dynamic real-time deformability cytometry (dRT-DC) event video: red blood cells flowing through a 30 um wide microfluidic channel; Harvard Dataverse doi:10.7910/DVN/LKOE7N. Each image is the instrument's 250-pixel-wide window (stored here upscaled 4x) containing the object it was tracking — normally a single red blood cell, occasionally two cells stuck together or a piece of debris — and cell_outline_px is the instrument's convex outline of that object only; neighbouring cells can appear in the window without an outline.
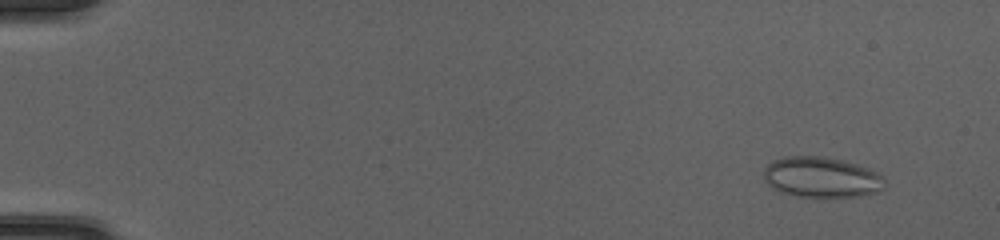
{"species": "common noctule bat (a hibernating species)", "species_latin": "Nyctalus noctula", "temperature_condition": "cold", "stored_images_in_passage": 51, "camera_frame_rate_fps": 3000, "um_per_image_px": 0.085, "animal": {"sex": "female", "body_mass_g": 20.0, "forearm_length_mm": 54.0}, "frame": {"image": 1, "passage_image": 5, "time_ms": 1.333, "image_size_px": [1000, 240], "cell_outline_px": [[884, 188], [876, 192], [860, 196], [796, 196], [780, 192], [772, 188], [764, 180], [764, 168], [772, 160], [784, 156], [824, 156], [844, 160], [868, 168], [884, 176]], "centroid_in_image_um": [69.8, 15.05], "position_along_channel_um": 15.2, "area_um2": 28.67}}
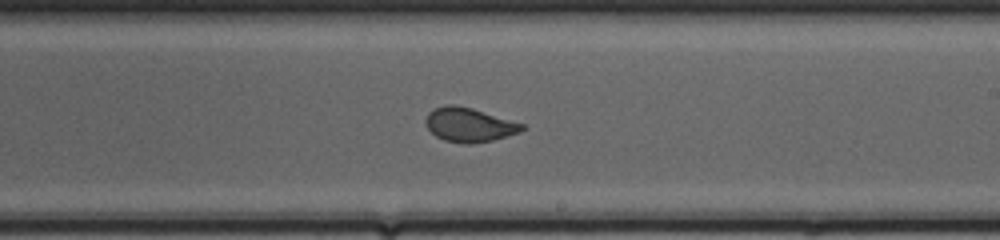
{"frame": {"image": 2, "passage_image": 32, "time_ms": 10.333, "image_size_px": [1000, 240], "cell_outline_px": [[524, 128], [520, 132], [492, 140], [472, 144], [464, 144], [444, 140], [436, 136], [428, 128], [424, 120], [428, 112], [436, 108], [448, 104], [452, 104], [472, 108], [524, 124]], "centroid_in_image_um": [39.86, 10.61], "position_along_channel_um": 249.1, "area_um2": 19.02}}
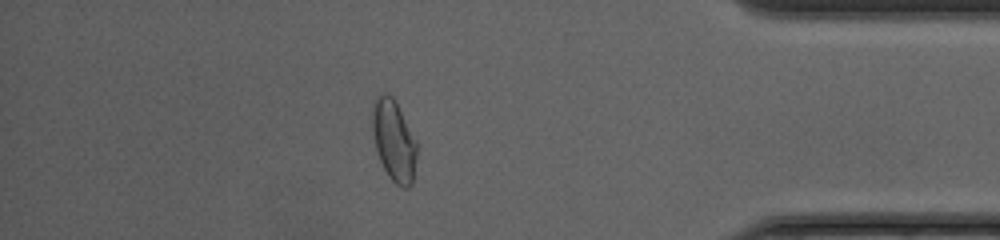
{"frame": {"image": 3, "passage_image": 45, "time_ms": 14.667, "image_size_px": [1000, 240], "cell_outline_px": [[416, 156], [412, 184], [408, 188], [404, 188], [396, 184], [388, 176], [380, 160], [376, 148], [372, 132], [372, 104], [376, 96], [380, 92], [388, 92], [392, 96], [416, 140]], "centroid_in_image_um": [33.45, 11.92], "position_along_channel_um": 401.7, "area_um2": 20.98}}